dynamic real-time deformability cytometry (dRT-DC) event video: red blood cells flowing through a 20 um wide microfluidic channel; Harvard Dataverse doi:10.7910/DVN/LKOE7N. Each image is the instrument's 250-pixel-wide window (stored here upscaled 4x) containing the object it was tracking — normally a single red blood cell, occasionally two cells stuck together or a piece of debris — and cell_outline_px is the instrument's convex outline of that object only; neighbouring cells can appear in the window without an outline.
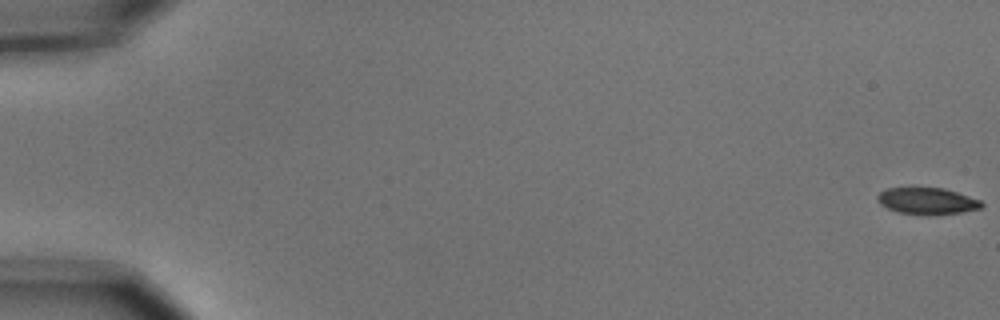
{"species": "common noctule bat (a hibernating species)", "species_latin": "Nyctalus noctula", "temperature_condition": "cold", "stored_images_in_passage": 56, "camera_frame_rate_fps": 3000, "um_per_image_px": 0.085, "animal": {"sex": "male", "body_mass_g": 15.6}, "frame": {"image": 1, "passage_image": 1, "time_ms": 0.0, "image_size_px": [1000, 320], "cell_outline_px": [[984, 204], [980, 208], [960, 212], [900, 212], [888, 208], [880, 204], [876, 200], [876, 196], [880, 192], [888, 188], [912, 184], [944, 188], [980, 200]], "centroid_in_image_um": [78.72, 16.97], "position_along_channel_um": 6.3, "area_um2": 16.01}}
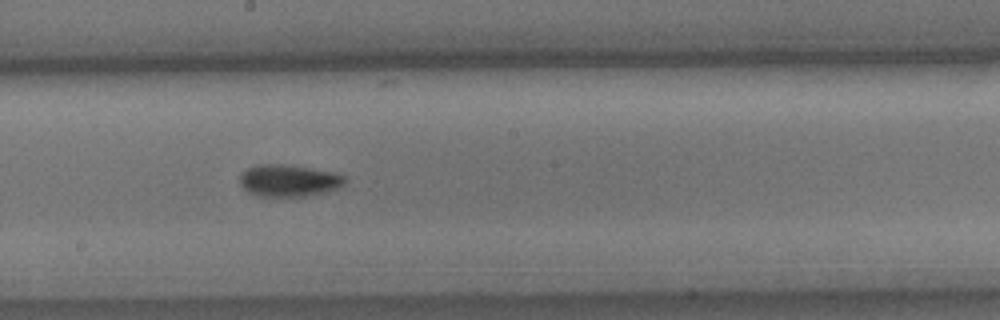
{"frame": {"image": 2, "passage_image": 32, "time_ms": 10.333, "image_size_px": [1000, 320], "cell_outline_px": [[348, 180], [340, 188], [308, 196], [260, 196], [248, 192], [240, 184], [240, 172], [256, 164], [284, 164], [332, 172], [344, 176]], "centroid_in_image_um": [24.54, 15.35], "position_along_channel_um": 223.7, "area_um2": 19.59}}
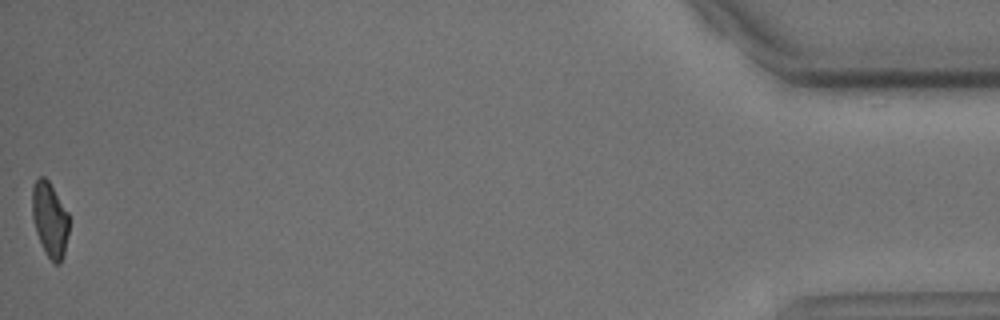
{"frame": {"image": 3, "passage_image": 56, "time_ms": 18.333, "image_size_px": [1000, 320], "cell_outline_px": [[68, 232], [64, 256], [60, 264], [56, 264], [48, 256], [36, 232], [32, 216], [32, 184], [40, 176], [44, 176], [48, 180], [68, 212]], "centroid_in_image_um": [4.23, 18.63], "position_along_channel_um": 431.0, "area_um2": 15.9}, "authors_computed_cell_mechanics": {"area_um2": 17.8024, "velocity_mm_per_s": 3.6901, "shape_relaxation_time_tau1_ms": 1.9906, "shape_relaxation_time_tau2_ms": null, "deformation_change_tau1": 0.1048, "deformation_change_tau2": null}}